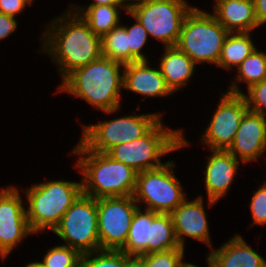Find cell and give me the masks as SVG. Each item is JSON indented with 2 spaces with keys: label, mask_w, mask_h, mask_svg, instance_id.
Segmentation results:
<instances>
[{
  "label": "cell",
  "mask_w": 266,
  "mask_h": 267,
  "mask_svg": "<svg viewBox=\"0 0 266 267\" xmlns=\"http://www.w3.org/2000/svg\"><path fill=\"white\" fill-rule=\"evenodd\" d=\"M41 34V52L55 63L61 80L74 69L88 65L102 56L101 37L70 5L53 18Z\"/></svg>",
  "instance_id": "cell-1"
},
{
  "label": "cell",
  "mask_w": 266,
  "mask_h": 267,
  "mask_svg": "<svg viewBox=\"0 0 266 267\" xmlns=\"http://www.w3.org/2000/svg\"><path fill=\"white\" fill-rule=\"evenodd\" d=\"M123 71V63L101 56L86 66L74 69L58 85L56 92H66L112 115L121 108Z\"/></svg>",
  "instance_id": "cell-2"
},
{
  "label": "cell",
  "mask_w": 266,
  "mask_h": 267,
  "mask_svg": "<svg viewBox=\"0 0 266 267\" xmlns=\"http://www.w3.org/2000/svg\"><path fill=\"white\" fill-rule=\"evenodd\" d=\"M73 148L72 154L78 155L74 166L82 174L84 195L95 199L133 196L137 176L135 170L107 153L89 150L80 140Z\"/></svg>",
  "instance_id": "cell-3"
},
{
  "label": "cell",
  "mask_w": 266,
  "mask_h": 267,
  "mask_svg": "<svg viewBox=\"0 0 266 267\" xmlns=\"http://www.w3.org/2000/svg\"><path fill=\"white\" fill-rule=\"evenodd\" d=\"M161 117L143 136L111 148L107 154L137 173L162 167L161 158L191 146L182 129H169ZM183 133V134H182Z\"/></svg>",
  "instance_id": "cell-4"
},
{
  "label": "cell",
  "mask_w": 266,
  "mask_h": 267,
  "mask_svg": "<svg viewBox=\"0 0 266 267\" xmlns=\"http://www.w3.org/2000/svg\"><path fill=\"white\" fill-rule=\"evenodd\" d=\"M26 216L33 234L53 231L71 205L83 194L82 182L52 180L33 184L24 191Z\"/></svg>",
  "instance_id": "cell-5"
},
{
  "label": "cell",
  "mask_w": 266,
  "mask_h": 267,
  "mask_svg": "<svg viewBox=\"0 0 266 267\" xmlns=\"http://www.w3.org/2000/svg\"><path fill=\"white\" fill-rule=\"evenodd\" d=\"M228 34L212 13L193 7L184 19L176 46L196 65H217Z\"/></svg>",
  "instance_id": "cell-6"
},
{
  "label": "cell",
  "mask_w": 266,
  "mask_h": 267,
  "mask_svg": "<svg viewBox=\"0 0 266 267\" xmlns=\"http://www.w3.org/2000/svg\"><path fill=\"white\" fill-rule=\"evenodd\" d=\"M175 163L169 159L162 167L137 173L133 198L138 205L144 203L145 210L171 214L187 198L174 174Z\"/></svg>",
  "instance_id": "cell-7"
},
{
  "label": "cell",
  "mask_w": 266,
  "mask_h": 267,
  "mask_svg": "<svg viewBox=\"0 0 266 267\" xmlns=\"http://www.w3.org/2000/svg\"><path fill=\"white\" fill-rule=\"evenodd\" d=\"M194 5L186 0H139L129 6V12L163 47L176 46L185 17Z\"/></svg>",
  "instance_id": "cell-8"
},
{
  "label": "cell",
  "mask_w": 266,
  "mask_h": 267,
  "mask_svg": "<svg viewBox=\"0 0 266 267\" xmlns=\"http://www.w3.org/2000/svg\"><path fill=\"white\" fill-rule=\"evenodd\" d=\"M162 116L163 112L131 114L95 124H82L80 141L91 151L107 153L116 145L143 136Z\"/></svg>",
  "instance_id": "cell-9"
},
{
  "label": "cell",
  "mask_w": 266,
  "mask_h": 267,
  "mask_svg": "<svg viewBox=\"0 0 266 267\" xmlns=\"http://www.w3.org/2000/svg\"><path fill=\"white\" fill-rule=\"evenodd\" d=\"M81 255L101 250L97 225V199L82 194L52 231Z\"/></svg>",
  "instance_id": "cell-10"
},
{
  "label": "cell",
  "mask_w": 266,
  "mask_h": 267,
  "mask_svg": "<svg viewBox=\"0 0 266 267\" xmlns=\"http://www.w3.org/2000/svg\"><path fill=\"white\" fill-rule=\"evenodd\" d=\"M140 206L133 196L97 199V225L101 250H121L132 218Z\"/></svg>",
  "instance_id": "cell-11"
},
{
  "label": "cell",
  "mask_w": 266,
  "mask_h": 267,
  "mask_svg": "<svg viewBox=\"0 0 266 267\" xmlns=\"http://www.w3.org/2000/svg\"><path fill=\"white\" fill-rule=\"evenodd\" d=\"M220 97L217 109L200 138V143L208 150H227L233 143L242 117L249 110L242 94L222 92Z\"/></svg>",
  "instance_id": "cell-12"
},
{
  "label": "cell",
  "mask_w": 266,
  "mask_h": 267,
  "mask_svg": "<svg viewBox=\"0 0 266 267\" xmlns=\"http://www.w3.org/2000/svg\"><path fill=\"white\" fill-rule=\"evenodd\" d=\"M18 187L0 189V257L6 259L13 249L30 236L26 207Z\"/></svg>",
  "instance_id": "cell-13"
},
{
  "label": "cell",
  "mask_w": 266,
  "mask_h": 267,
  "mask_svg": "<svg viewBox=\"0 0 266 267\" xmlns=\"http://www.w3.org/2000/svg\"><path fill=\"white\" fill-rule=\"evenodd\" d=\"M204 197L187 198L171 213L177 242L185 249L186 237L203 242L212 248L210 227L204 207Z\"/></svg>",
  "instance_id": "cell-14"
},
{
  "label": "cell",
  "mask_w": 266,
  "mask_h": 267,
  "mask_svg": "<svg viewBox=\"0 0 266 267\" xmlns=\"http://www.w3.org/2000/svg\"><path fill=\"white\" fill-rule=\"evenodd\" d=\"M227 150L244 164L260 159L266 152V117L248 110Z\"/></svg>",
  "instance_id": "cell-15"
},
{
  "label": "cell",
  "mask_w": 266,
  "mask_h": 267,
  "mask_svg": "<svg viewBox=\"0 0 266 267\" xmlns=\"http://www.w3.org/2000/svg\"><path fill=\"white\" fill-rule=\"evenodd\" d=\"M204 172L207 206L211 208L227 195L237 175L240 160L228 150L211 149Z\"/></svg>",
  "instance_id": "cell-16"
},
{
  "label": "cell",
  "mask_w": 266,
  "mask_h": 267,
  "mask_svg": "<svg viewBox=\"0 0 266 267\" xmlns=\"http://www.w3.org/2000/svg\"><path fill=\"white\" fill-rule=\"evenodd\" d=\"M150 61L124 64L123 89L146 97H169L174 93L166 85L158 66L152 68Z\"/></svg>",
  "instance_id": "cell-17"
},
{
  "label": "cell",
  "mask_w": 266,
  "mask_h": 267,
  "mask_svg": "<svg viewBox=\"0 0 266 267\" xmlns=\"http://www.w3.org/2000/svg\"><path fill=\"white\" fill-rule=\"evenodd\" d=\"M212 267H266V260L239 234L207 255Z\"/></svg>",
  "instance_id": "cell-18"
},
{
  "label": "cell",
  "mask_w": 266,
  "mask_h": 267,
  "mask_svg": "<svg viewBox=\"0 0 266 267\" xmlns=\"http://www.w3.org/2000/svg\"><path fill=\"white\" fill-rule=\"evenodd\" d=\"M211 12L229 32H252L258 27L253 0H214Z\"/></svg>",
  "instance_id": "cell-19"
},
{
  "label": "cell",
  "mask_w": 266,
  "mask_h": 267,
  "mask_svg": "<svg viewBox=\"0 0 266 267\" xmlns=\"http://www.w3.org/2000/svg\"><path fill=\"white\" fill-rule=\"evenodd\" d=\"M157 65L173 93L184 88L197 69L196 64L177 46L164 47Z\"/></svg>",
  "instance_id": "cell-20"
},
{
  "label": "cell",
  "mask_w": 266,
  "mask_h": 267,
  "mask_svg": "<svg viewBox=\"0 0 266 267\" xmlns=\"http://www.w3.org/2000/svg\"><path fill=\"white\" fill-rule=\"evenodd\" d=\"M88 23L90 29L101 38L122 22V9L129 10L130 5H70ZM121 10V12H120Z\"/></svg>",
  "instance_id": "cell-21"
},
{
  "label": "cell",
  "mask_w": 266,
  "mask_h": 267,
  "mask_svg": "<svg viewBox=\"0 0 266 267\" xmlns=\"http://www.w3.org/2000/svg\"><path fill=\"white\" fill-rule=\"evenodd\" d=\"M251 32L229 33L224 41L221 55L216 65L219 68L234 70L256 50ZM233 68V69H232Z\"/></svg>",
  "instance_id": "cell-22"
},
{
  "label": "cell",
  "mask_w": 266,
  "mask_h": 267,
  "mask_svg": "<svg viewBox=\"0 0 266 267\" xmlns=\"http://www.w3.org/2000/svg\"><path fill=\"white\" fill-rule=\"evenodd\" d=\"M139 207L131 221L129 234L122 252L127 255H147L148 242H150V223L158 214L151 210Z\"/></svg>",
  "instance_id": "cell-23"
},
{
  "label": "cell",
  "mask_w": 266,
  "mask_h": 267,
  "mask_svg": "<svg viewBox=\"0 0 266 267\" xmlns=\"http://www.w3.org/2000/svg\"><path fill=\"white\" fill-rule=\"evenodd\" d=\"M237 76L231 80L226 92L233 94H243L239 86V82L246 83V88L266 80V52L259 51L258 48L251 53L236 69Z\"/></svg>",
  "instance_id": "cell-24"
},
{
  "label": "cell",
  "mask_w": 266,
  "mask_h": 267,
  "mask_svg": "<svg viewBox=\"0 0 266 267\" xmlns=\"http://www.w3.org/2000/svg\"><path fill=\"white\" fill-rule=\"evenodd\" d=\"M181 248L177 242L171 214L158 213L150 223L148 254Z\"/></svg>",
  "instance_id": "cell-25"
},
{
  "label": "cell",
  "mask_w": 266,
  "mask_h": 267,
  "mask_svg": "<svg viewBox=\"0 0 266 267\" xmlns=\"http://www.w3.org/2000/svg\"><path fill=\"white\" fill-rule=\"evenodd\" d=\"M101 44L102 56L123 64L129 63L128 35L123 23L105 34Z\"/></svg>",
  "instance_id": "cell-26"
},
{
  "label": "cell",
  "mask_w": 266,
  "mask_h": 267,
  "mask_svg": "<svg viewBox=\"0 0 266 267\" xmlns=\"http://www.w3.org/2000/svg\"><path fill=\"white\" fill-rule=\"evenodd\" d=\"M130 18H134L135 23L130 27L127 25L123 26L126 28L128 35V47H129V63L137 61H149L146 55L142 53V49L147 45L148 33L141 23L136 19L129 11Z\"/></svg>",
  "instance_id": "cell-27"
},
{
  "label": "cell",
  "mask_w": 266,
  "mask_h": 267,
  "mask_svg": "<svg viewBox=\"0 0 266 267\" xmlns=\"http://www.w3.org/2000/svg\"><path fill=\"white\" fill-rule=\"evenodd\" d=\"M81 256L77 250L63 243L49 248L40 262L43 267H79Z\"/></svg>",
  "instance_id": "cell-28"
},
{
  "label": "cell",
  "mask_w": 266,
  "mask_h": 267,
  "mask_svg": "<svg viewBox=\"0 0 266 267\" xmlns=\"http://www.w3.org/2000/svg\"><path fill=\"white\" fill-rule=\"evenodd\" d=\"M125 253L121 250H98L81 256L79 267H124Z\"/></svg>",
  "instance_id": "cell-29"
},
{
  "label": "cell",
  "mask_w": 266,
  "mask_h": 267,
  "mask_svg": "<svg viewBox=\"0 0 266 267\" xmlns=\"http://www.w3.org/2000/svg\"><path fill=\"white\" fill-rule=\"evenodd\" d=\"M185 249L176 248L145 255V267H179L184 261Z\"/></svg>",
  "instance_id": "cell-30"
},
{
  "label": "cell",
  "mask_w": 266,
  "mask_h": 267,
  "mask_svg": "<svg viewBox=\"0 0 266 267\" xmlns=\"http://www.w3.org/2000/svg\"><path fill=\"white\" fill-rule=\"evenodd\" d=\"M243 93L249 111L266 117V80L252 85Z\"/></svg>",
  "instance_id": "cell-31"
},
{
  "label": "cell",
  "mask_w": 266,
  "mask_h": 267,
  "mask_svg": "<svg viewBox=\"0 0 266 267\" xmlns=\"http://www.w3.org/2000/svg\"><path fill=\"white\" fill-rule=\"evenodd\" d=\"M261 185L254 191L250 199L249 208L253 219L250 227L254 225L266 226V181Z\"/></svg>",
  "instance_id": "cell-32"
},
{
  "label": "cell",
  "mask_w": 266,
  "mask_h": 267,
  "mask_svg": "<svg viewBox=\"0 0 266 267\" xmlns=\"http://www.w3.org/2000/svg\"><path fill=\"white\" fill-rule=\"evenodd\" d=\"M32 3L29 0H0V13H4L11 17H17L25 7Z\"/></svg>",
  "instance_id": "cell-33"
},
{
  "label": "cell",
  "mask_w": 266,
  "mask_h": 267,
  "mask_svg": "<svg viewBox=\"0 0 266 267\" xmlns=\"http://www.w3.org/2000/svg\"><path fill=\"white\" fill-rule=\"evenodd\" d=\"M18 22L16 18L0 13V41L5 40L16 31Z\"/></svg>",
  "instance_id": "cell-34"
},
{
  "label": "cell",
  "mask_w": 266,
  "mask_h": 267,
  "mask_svg": "<svg viewBox=\"0 0 266 267\" xmlns=\"http://www.w3.org/2000/svg\"><path fill=\"white\" fill-rule=\"evenodd\" d=\"M258 27L266 24V0H253Z\"/></svg>",
  "instance_id": "cell-35"
},
{
  "label": "cell",
  "mask_w": 266,
  "mask_h": 267,
  "mask_svg": "<svg viewBox=\"0 0 266 267\" xmlns=\"http://www.w3.org/2000/svg\"><path fill=\"white\" fill-rule=\"evenodd\" d=\"M124 267H145V255H127Z\"/></svg>",
  "instance_id": "cell-36"
},
{
  "label": "cell",
  "mask_w": 266,
  "mask_h": 267,
  "mask_svg": "<svg viewBox=\"0 0 266 267\" xmlns=\"http://www.w3.org/2000/svg\"><path fill=\"white\" fill-rule=\"evenodd\" d=\"M89 5H129L125 0H93Z\"/></svg>",
  "instance_id": "cell-37"
},
{
  "label": "cell",
  "mask_w": 266,
  "mask_h": 267,
  "mask_svg": "<svg viewBox=\"0 0 266 267\" xmlns=\"http://www.w3.org/2000/svg\"><path fill=\"white\" fill-rule=\"evenodd\" d=\"M206 259H207L206 262L208 263V267H212L207 255H206ZM179 267H200V266L194 265L193 263L183 261Z\"/></svg>",
  "instance_id": "cell-38"
},
{
  "label": "cell",
  "mask_w": 266,
  "mask_h": 267,
  "mask_svg": "<svg viewBox=\"0 0 266 267\" xmlns=\"http://www.w3.org/2000/svg\"><path fill=\"white\" fill-rule=\"evenodd\" d=\"M23 267H43L42 263L39 262V261H32V262H29V263H26V265H24Z\"/></svg>",
  "instance_id": "cell-39"
},
{
  "label": "cell",
  "mask_w": 266,
  "mask_h": 267,
  "mask_svg": "<svg viewBox=\"0 0 266 267\" xmlns=\"http://www.w3.org/2000/svg\"><path fill=\"white\" fill-rule=\"evenodd\" d=\"M126 2L128 1V4L130 5V4H132V3H134V2H136V1H139V0H125Z\"/></svg>",
  "instance_id": "cell-40"
}]
</instances>
